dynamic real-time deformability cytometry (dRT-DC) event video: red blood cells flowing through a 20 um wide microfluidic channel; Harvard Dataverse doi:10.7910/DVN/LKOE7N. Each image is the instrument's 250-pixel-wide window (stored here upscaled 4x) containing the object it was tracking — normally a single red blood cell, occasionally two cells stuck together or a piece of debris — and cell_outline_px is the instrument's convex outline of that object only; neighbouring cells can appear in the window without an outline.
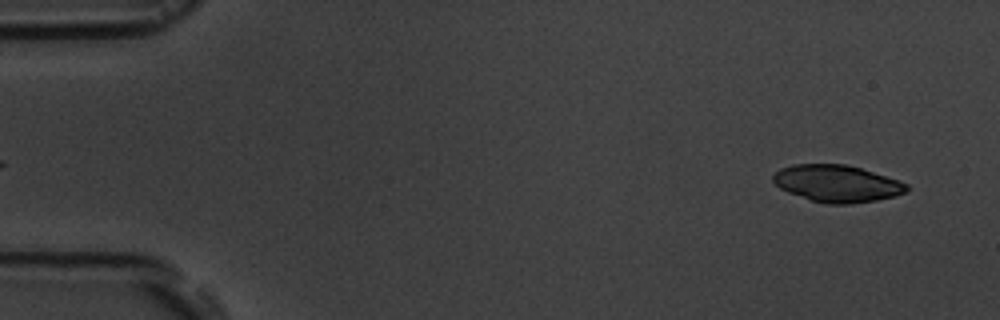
{"species": "common noctule bat (a hibernating species)", "species_latin": "Nyctalus noctula", "temperature_condition": "room temperature", "stored_images_in_passage": 5, "segment_of_instrument_passage": [2, 2], "camera_frame_rate_fps": 3000, "um_per_image_px": 0.085, "animal": {"sex": "male", "body_mass_g": 19.5, "forearm_length_mm": 54.6}, "frame": {"image": 1, "passage_image": 5, "time_ms": 5.667, "image_size_px": [1000, 320], "cell_outline_px": [[908, 192], [896, 196], [876, 200], [852, 204], [828, 204], [812, 200], [788, 192], [780, 188], [772, 180], [772, 176], [780, 168], [792, 164], [848, 164], [900, 180], [908, 184]], "centroid_in_image_um": [71.17, 15.59], "position_along_channel_um": 13.8, "area_um2": 28.96}}